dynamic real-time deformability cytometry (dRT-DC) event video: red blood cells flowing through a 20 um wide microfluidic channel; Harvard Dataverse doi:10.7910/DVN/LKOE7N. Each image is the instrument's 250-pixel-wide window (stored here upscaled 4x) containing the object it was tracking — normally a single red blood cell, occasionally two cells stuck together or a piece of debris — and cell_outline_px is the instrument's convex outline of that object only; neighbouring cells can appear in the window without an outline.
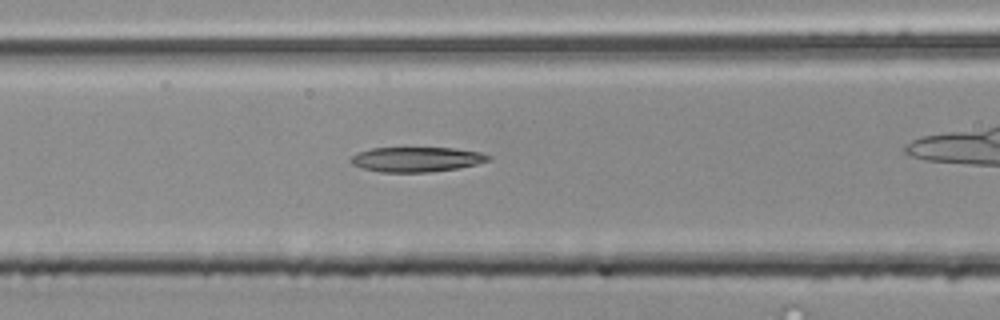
{"species": "common noctule bat (a hibernating species)", "species_latin": "Nyctalus noctula", "temperature_condition": "room temperature", "stored_images_in_passage": 35, "camera_frame_rate_fps": 3000, "um_per_image_px": 0.085, "animal": {"sex": "male", "body_mass_g": 20.4}, "frame": {"image": 1, "passage_image": 3, "time_ms": 0.667, "image_size_px": [1000, 320], "cell_outline_px": [[492, 156], [488, 160], [476, 164], [456, 168], [428, 172], [380, 172], [364, 168], [352, 164], [348, 160], [356, 152], [372, 148], [452, 148], [480, 152]], "centroid_in_image_um": [35.36, 13.54], "position_along_channel_um": 131.2, "area_um2": 19.77}}
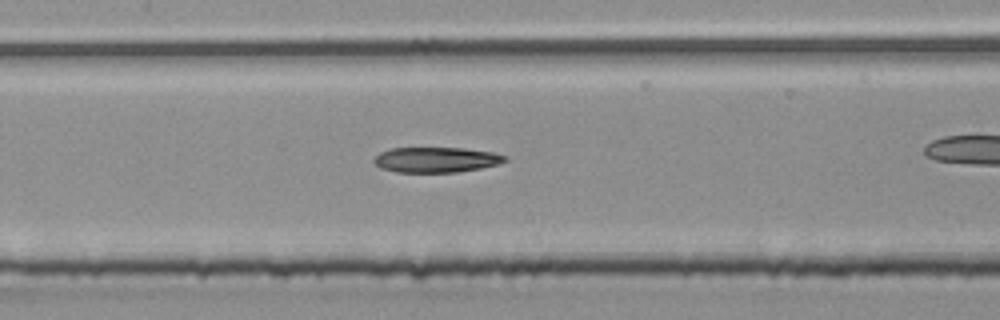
{"frame": {"image": 2, "passage_image": 6, "time_ms": 1.667, "image_size_px": [1000, 320], "cell_outline_px": [[508, 160], [500, 164], [480, 168], [456, 172], [396, 172], [380, 168], [372, 160], [380, 152], [392, 148], [464, 148], [492, 152], [508, 156]], "centroid_in_image_um": [37.09, 13.58], "position_along_channel_um": 170.3, "area_um2": 19.36}}
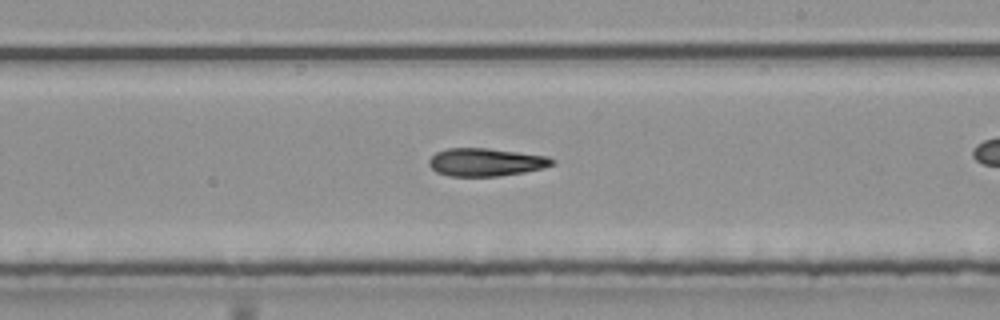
{"frame": {"image": 3, "passage_image": 12, "time_ms": 3.667, "image_size_px": [1000, 320], "cell_outline_px": [[556, 160], [552, 164], [544, 168], [524, 172], [500, 176], [448, 176], [436, 172], [428, 164], [428, 160], [436, 152], [448, 148], [488, 148], [548, 156]], "centroid_in_image_um": [41.29, 13.78], "position_along_channel_um": 247.7, "area_um2": 20.11}}